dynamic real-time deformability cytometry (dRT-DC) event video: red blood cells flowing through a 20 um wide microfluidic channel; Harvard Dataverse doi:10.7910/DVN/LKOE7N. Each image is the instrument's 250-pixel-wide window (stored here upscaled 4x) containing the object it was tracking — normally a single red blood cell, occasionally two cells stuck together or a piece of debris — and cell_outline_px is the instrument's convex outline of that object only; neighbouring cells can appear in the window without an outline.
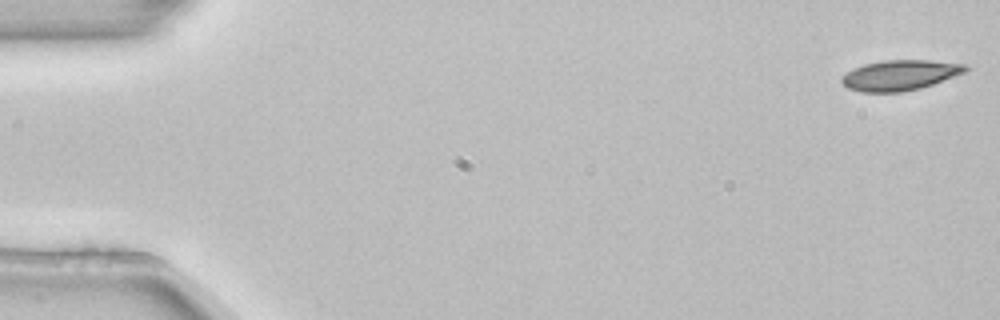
{"species": "common noctule bat (a hibernating species)", "species_latin": "Nyctalus noctula", "temperature_condition": "room temperature", "stored_images_in_passage": 5, "segment_of_instrument_passage": [1, 2], "camera_frame_rate_fps": 3000, "um_per_image_px": 0.085, "animal": {"sex": "female", "body_mass_g": 22.7, "forearm_length_mm": 54.2}, "frame": {"image": 1, "passage_image": 1, "time_ms": 0.0, "image_size_px": [1000, 320], "cell_outline_px": [[968, 68], [964, 72], [932, 84], [920, 88], [900, 92], [860, 92], [848, 88], [840, 80], [840, 76], [852, 68], [864, 64], [884, 60], [928, 60], [968, 64]], "centroid_in_image_um": [76.45, 6.38], "position_along_channel_um": 8.6, "area_um2": 21.85}}
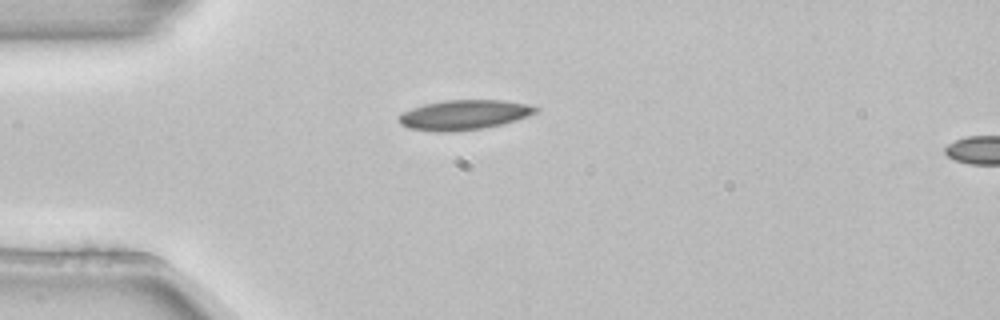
{"frame": {"image": 2, "passage_image": 4, "time_ms": 1.0, "image_size_px": [1000, 320], "cell_outline_px": [[540, 112], [516, 120], [484, 128], [452, 132], [436, 132], [408, 128], [400, 124], [396, 120], [396, 116], [412, 108], [424, 104], [444, 100], [504, 100], [528, 104], [540, 108]], "centroid_in_image_um": [39.43, 9.76], "position_along_channel_um": 45.6, "area_um2": 24.1}}